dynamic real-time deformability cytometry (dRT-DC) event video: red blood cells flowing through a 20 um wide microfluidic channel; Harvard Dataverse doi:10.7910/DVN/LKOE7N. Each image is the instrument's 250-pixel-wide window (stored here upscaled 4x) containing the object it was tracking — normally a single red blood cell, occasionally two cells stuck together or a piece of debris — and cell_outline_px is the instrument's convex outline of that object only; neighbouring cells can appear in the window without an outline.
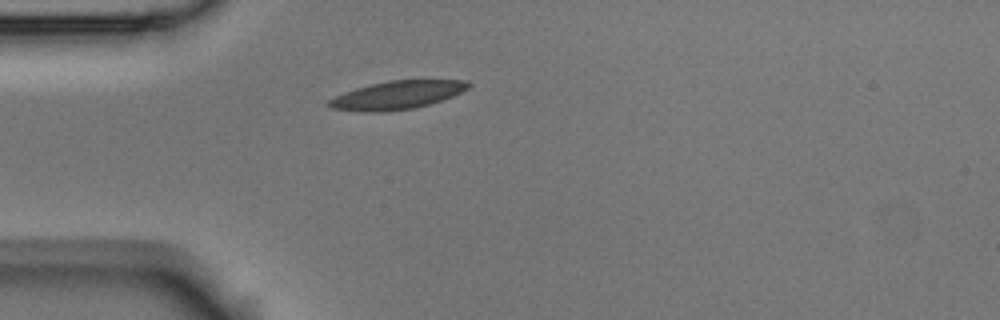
{"species": "Egyptian fruit bat (a non-hibernating species)", "species_latin": "Rousettus aegyptiacus", "temperature_condition": "room temperature", "stored_images_in_passage": 3, "camera_frame_rate_fps": 3000, "um_per_image_px": 0.085, "animal": {"sex": "male"}, "frame": {"image": 1, "passage_image": 3, "time_ms": 0.667, "image_size_px": [1000, 320], "cell_outline_px": [[472, 84], [468, 88], [452, 96], [428, 104], [412, 108], [384, 112], [360, 112], [332, 108], [324, 104], [328, 100], [336, 96], [356, 88], [388, 80], [464, 80]], "centroid_in_image_um": [33.71, 8.09], "position_along_channel_um": 51.3, "area_um2": 22.77}}